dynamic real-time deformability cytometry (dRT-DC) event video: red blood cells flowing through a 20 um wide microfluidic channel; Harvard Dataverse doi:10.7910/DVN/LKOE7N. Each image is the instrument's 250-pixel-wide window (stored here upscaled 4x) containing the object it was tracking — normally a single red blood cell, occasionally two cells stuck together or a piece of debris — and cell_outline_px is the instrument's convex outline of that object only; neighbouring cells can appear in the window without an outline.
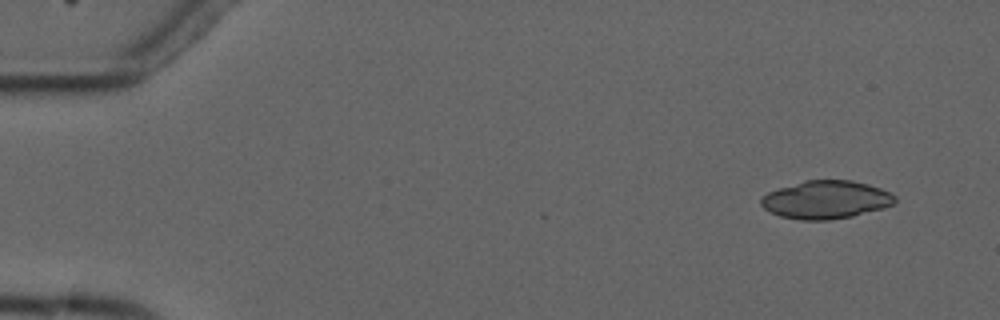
{"species": "common noctule bat (a hibernating species)", "species_latin": "Nyctalus noctula", "temperature_condition": "cold", "stored_images_in_passage": 7, "camera_frame_rate_fps": 3000, "um_per_image_px": 0.085, "animal": {"sex": "male", "forearm_length_mm": 52.5}, "frame": {"image": 1, "passage_image": 1, "time_ms": 0.0, "image_size_px": [1000, 320], "cell_outline_px": [[896, 200], [892, 204], [884, 208], [852, 216], [828, 220], [800, 220], [780, 216], [764, 208], [760, 204], [760, 200], [768, 192], [804, 180], [852, 180], [868, 184], [880, 188], [896, 196]], "centroid_in_image_um": [70.21, 16.98], "position_along_channel_um": 14.8, "area_um2": 29.54}}